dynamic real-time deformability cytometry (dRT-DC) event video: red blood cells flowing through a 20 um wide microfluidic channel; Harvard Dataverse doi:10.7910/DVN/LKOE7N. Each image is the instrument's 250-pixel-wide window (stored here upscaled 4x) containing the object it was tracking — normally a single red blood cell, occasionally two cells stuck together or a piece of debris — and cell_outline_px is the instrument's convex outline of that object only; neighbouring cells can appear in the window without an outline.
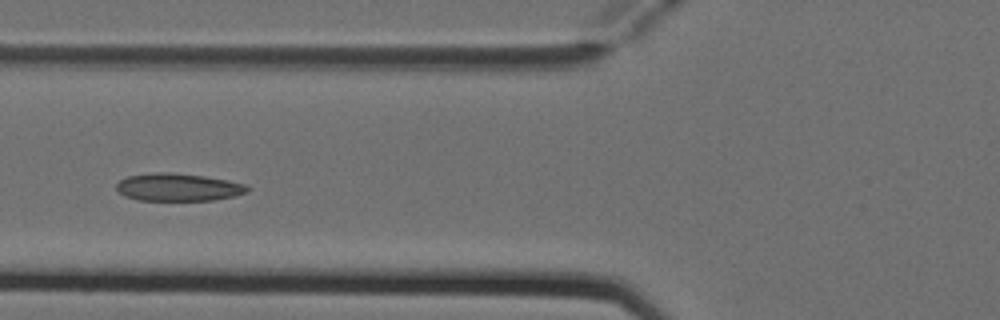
{"species": "Egyptian fruit bat (a non-hibernating species)", "species_latin": "Rousettus aegyptiacus", "temperature_condition": "cold", "stored_images_in_passage": 3, "camera_frame_rate_fps": 3000, "um_per_image_px": 0.085, "animal": {"sex": "female"}, "frame": {"image": 1, "passage_image": 3, "time_ms": 0.667, "image_size_px": [1000, 320], "cell_outline_px": [[252, 188], [248, 192], [232, 196], [212, 200], [136, 200], [124, 196], [116, 188], [116, 184], [120, 180], [128, 176], [156, 172], [168, 172], [204, 176], [228, 180], [248, 184]], "centroid_in_image_um": [15.17, 15.91], "position_along_channel_um": 110.6, "area_um2": 21.15}}